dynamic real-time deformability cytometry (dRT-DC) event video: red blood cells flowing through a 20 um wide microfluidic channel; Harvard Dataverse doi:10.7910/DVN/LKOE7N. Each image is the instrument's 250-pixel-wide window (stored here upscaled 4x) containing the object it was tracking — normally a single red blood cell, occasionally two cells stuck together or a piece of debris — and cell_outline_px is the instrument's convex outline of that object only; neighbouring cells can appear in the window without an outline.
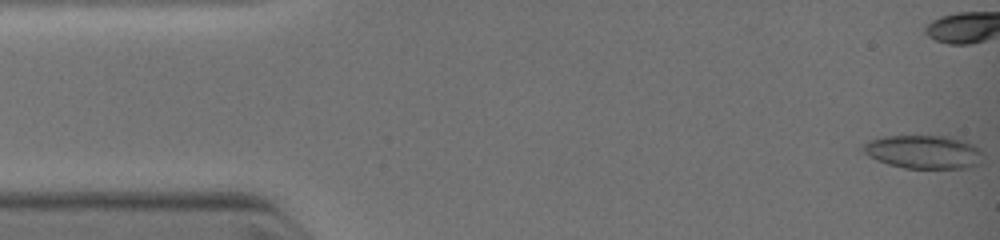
{"species": "common noctule bat (a hibernating species)", "species_latin": "Nyctalus noctula", "temperature_condition": "warm", "stored_images_in_passage": 4, "camera_frame_rate_fps": 3000, "um_per_image_px": 0.085, "animal": {"sex": "female", "body_mass_g": 19.0, "forearm_length_mm": 51.5}, "frame": {"image": 1, "passage_image": 1, "time_ms": 0.0, "image_size_px": [1000, 240], "cell_outline_px": [[984, 152], [972, 164], [964, 168], [904, 168], [888, 164], [864, 152], [860, 148], [868, 140], [880, 136], [952, 136], [968, 140], [980, 148]], "centroid_in_image_um": [78.49, 12.87], "position_along_channel_um": 6.5, "area_um2": 23.24}}